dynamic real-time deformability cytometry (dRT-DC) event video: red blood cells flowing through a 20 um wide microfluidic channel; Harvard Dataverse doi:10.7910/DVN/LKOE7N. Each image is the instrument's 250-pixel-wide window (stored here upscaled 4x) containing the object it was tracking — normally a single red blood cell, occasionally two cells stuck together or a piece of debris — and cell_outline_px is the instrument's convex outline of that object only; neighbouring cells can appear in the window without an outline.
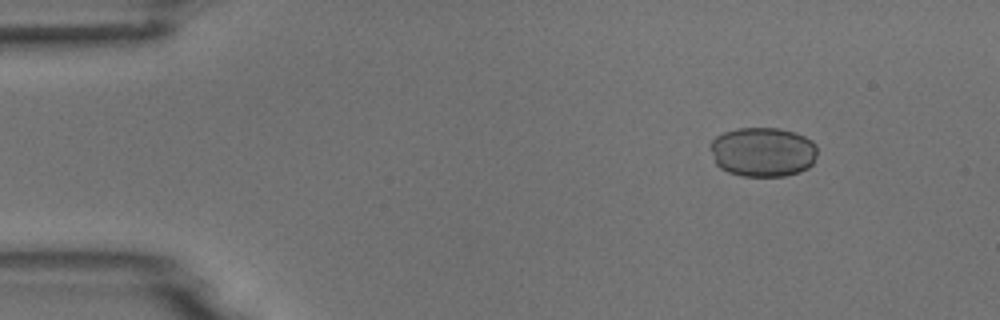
{"species": "common noctule bat (a hibernating species)", "species_latin": "Nyctalus noctula", "temperature_condition": "room temperature", "stored_images_in_passage": 7, "camera_frame_rate_fps": 3000, "um_per_image_px": 0.085, "animal": {"sex": "male", "body_mass_g": 18.8}, "frame": {"image": 1, "passage_image": 2, "time_ms": 1.333, "image_size_px": [1000, 320], "cell_outline_px": [[816, 156], [812, 164], [808, 168], [800, 172], [784, 176], [744, 176], [728, 172], [720, 168], [716, 164], [708, 148], [708, 144], [716, 136], [724, 132], [736, 128], [780, 128], [796, 132], [812, 140], [816, 144]], "centroid_in_image_um": [64.82, 12.91], "position_along_channel_um": 20.2, "area_um2": 31.33}}
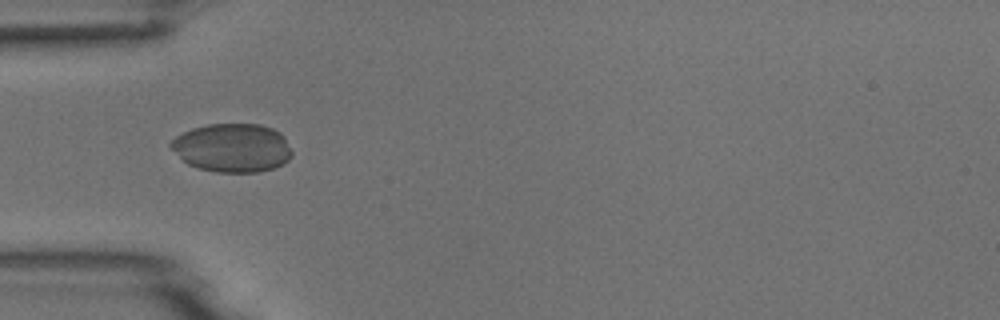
{"frame": {"image": 2, "passage_image": 5, "time_ms": 4.667, "image_size_px": [1000, 320], "cell_outline_px": [[292, 156], [284, 164], [260, 172], [216, 172], [200, 168], [188, 164], [168, 144], [176, 136], [192, 128], [208, 124], [260, 124], [272, 128], [280, 132], [284, 136], [292, 152]], "centroid_in_image_um": [19.78, 12.56], "position_along_channel_um": 65.2, "area_um2": 34.22}}